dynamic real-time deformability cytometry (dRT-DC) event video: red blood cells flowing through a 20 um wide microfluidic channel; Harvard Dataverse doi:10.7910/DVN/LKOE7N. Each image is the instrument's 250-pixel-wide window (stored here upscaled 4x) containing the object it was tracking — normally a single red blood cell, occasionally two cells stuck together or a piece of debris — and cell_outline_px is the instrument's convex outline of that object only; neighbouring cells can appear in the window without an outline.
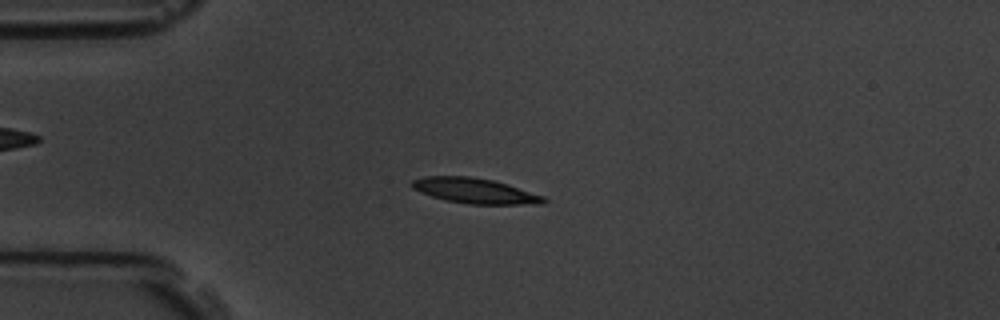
{"species": "common noctule bat (a hibernating species)", "species_latin": "Nyctalus noctula", "temperature_condition": "room temperature", "stored_images_in_passage": 4, "camera_frame_rate_fps": 3000, "um_per_image_px": 0.085, "animal": {"sex": "male", "body_mass_g": 19.5, "forearm_length_mm": 54.6}, "frame": {"image": 1, "passage_image": 4, "time_ms": 3.667, "image_size_px": [1000, 320], "cell_outline_px": [[548, 200], [544, 204], [468, 204], [444, 200], [420, 192], [412, 188], [408, 184], [412, 180], [424, 176], [468, 176], [492, 180], [508, 184], [544, 196]], "centroid_in_image_um": [40.35, 16.22], "position_along_channel_um": 44.7, "area_um2": 19.54}}